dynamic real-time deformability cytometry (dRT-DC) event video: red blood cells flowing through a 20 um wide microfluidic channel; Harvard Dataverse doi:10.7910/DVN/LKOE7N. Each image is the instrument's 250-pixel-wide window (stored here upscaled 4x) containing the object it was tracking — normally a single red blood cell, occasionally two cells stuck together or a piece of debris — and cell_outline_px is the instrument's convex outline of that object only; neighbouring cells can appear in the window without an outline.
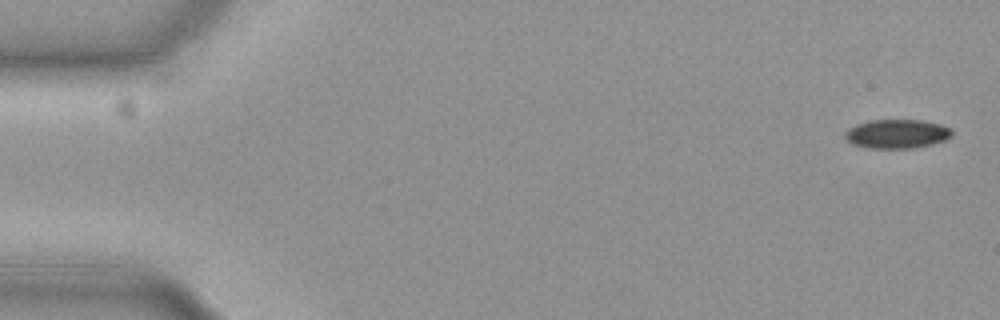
{"species": "common noctule bat (a hibernating species)", "species_latin": "Nyctalus noctula", "temperature_condition": "cold", "stored_images_in_passage": 55, "camera_frame_rate_fps": 3000, "um_per_image_px": 0.085, "animal": {"sex": "female", "body_mass_g": 19.3, "forearm_length_mm": 54.1}, "frame": {"image": 1, "passage_image": 1, "time_ms": 0.0, "image_size_px": [1000, 320], "cell_outline_px": [[952, 132], [944, 140], [932, 144], [912, 148], [868, 148], [852, 144], [844, 136], [844, 132], [848, 128], [856, 124], [872, 120], [920, 120], [940, 124], [948, 128]], "centroid_in_image_um": [76.17, 11.38], "position_along_channel_um": 8.8, "area_um2": 17.86}}
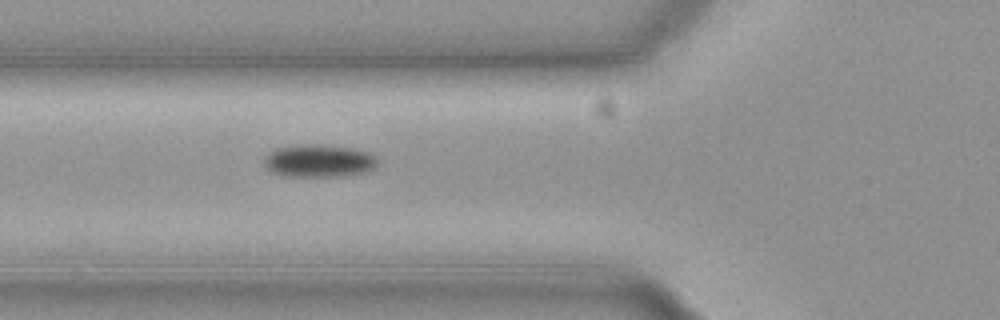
{"frame": {"image": 2, "passage_image": 20, "time_ms": 6.333, "image_size_px": [1000, 320], "cell_outline_px": [[376, 164], [368, 172], [344, 176], [280, 176], [264, 168], [264, 156], [268, 152], [276, 148], [300, 144], [324, 144], [352, 148], [368, 152], [376, 160]], "centroid_in_image_um": [27.03, 13.67], "position_along_channel_um": 98.8, "area_um2": 21.85}}
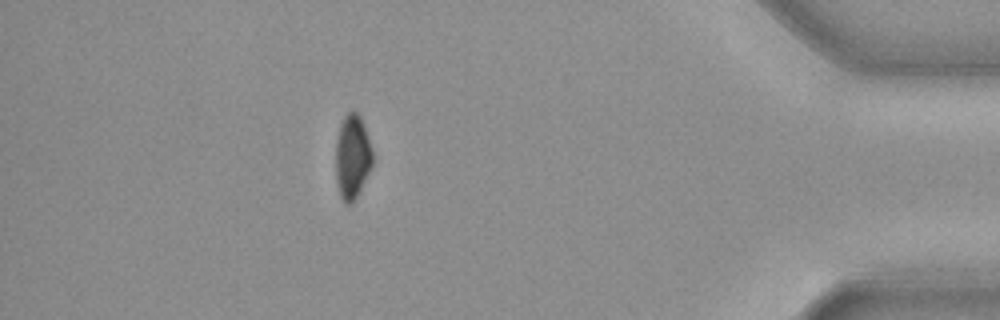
{"frame": {"image": 3, "passage_image": 49, "time_ms": 16.0, "image_size_px": [1000, 320], "cell_outline_px": [[372, 164], [352, 204], [344, 204], [340, 196], [336, 184], [336, 140], [340, 124], [344, 116], [352, 108], [360, 116], [372, 148]], "centroid_in_image_um": [29.92, 13.3], "position_along_channel_um": 405.3, "area_um2": 17.98}, "authors_computed_cell_mechanics": {"area_um2": 19.8254, "velocity_mm_per_s": 3.715, "shape_relaxation_time_tau1_ms": 6.1578, "shape_relaxation_time_tau2_ms": null, "deformation_change_tau1": 0.0874, "deformation_change_tau2": null}}